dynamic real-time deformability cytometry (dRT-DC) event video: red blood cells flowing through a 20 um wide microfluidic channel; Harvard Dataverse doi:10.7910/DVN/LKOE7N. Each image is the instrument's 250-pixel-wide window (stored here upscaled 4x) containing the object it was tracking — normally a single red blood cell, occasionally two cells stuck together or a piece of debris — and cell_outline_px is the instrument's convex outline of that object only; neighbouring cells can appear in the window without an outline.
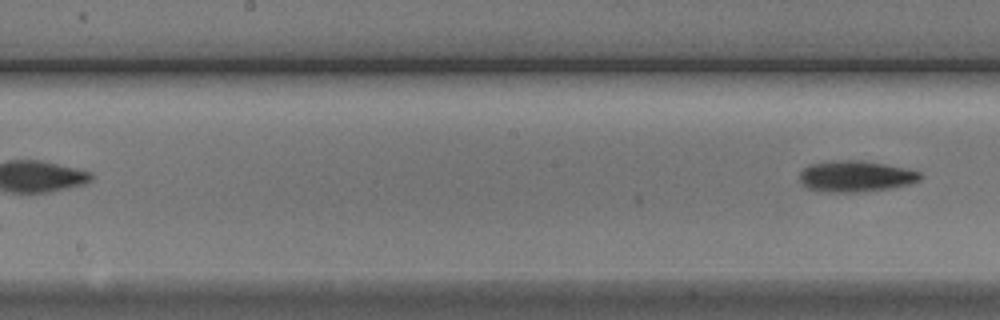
{"species": "Egyptian fruit bat (a non-hibernating species)", "species_latin": "Rousettus aegyptiacus", "temperature_condition": "cold", "stored_images_in_passage": 6, "segment_of_instrument_passage": [2, 2], "camera_frame_rate_fps": 3000, "um_per_image_px": 0.085, "animal": {"sex": "male"}, "frame": {"image": 1, "passage_image": 6, "time_ms": 6.0, "image_size_px": [1000, 320], "cell_outline_px": [[920, 180], [908, 184], [888, 188], [864, 192], [828, 192], [808, 188], [800, 180], [800, 172], [804, 168], [812, 164], [844, 160], [860, 160], [884, 164], [904, 168], [920, 172]], "centroid_in_image_um": [72.73, 14.99], "position_along_channel_um": 175.5, "area_um2": 21.44}}